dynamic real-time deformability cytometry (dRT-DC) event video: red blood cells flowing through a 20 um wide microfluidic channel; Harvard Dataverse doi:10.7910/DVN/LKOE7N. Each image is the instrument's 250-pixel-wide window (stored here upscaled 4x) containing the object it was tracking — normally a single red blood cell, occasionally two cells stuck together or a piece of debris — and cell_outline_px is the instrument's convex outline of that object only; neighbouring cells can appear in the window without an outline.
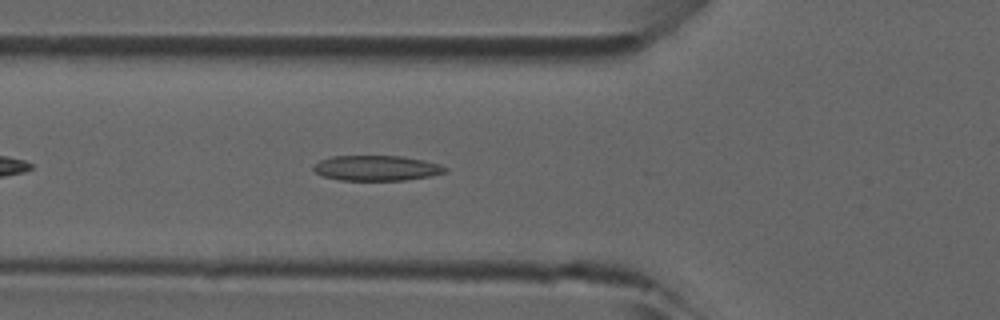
{"species": "common noctule bat (a hibernating species)", "species_latin": "Nyctalus noctula", "temperature_condition": "room temperature", "stored_images_in_passage": 11, "camera_frame_rate_fps": 3000, "um_per_image_px": 0.085, "animal": {"sex": "male", "forearm_length_mm": 52.5}, "frame": {"image": 1, "passage_image": 6, "time_ms": 1.667, "image_size_px": [1000, 320], "cell_outline_px": [[448, 172], [428, 176], [404, 180], [340, 180], [324, 176], [316, 172], [312, 168], [320, 160], [332, 156], [404, 156], [424, 160], [440, 164], [448, 168]], "centroid_in_image_um": [32.04, 14.28], "position_along_channel_um": 93.8, "area_um2": 19.31}}
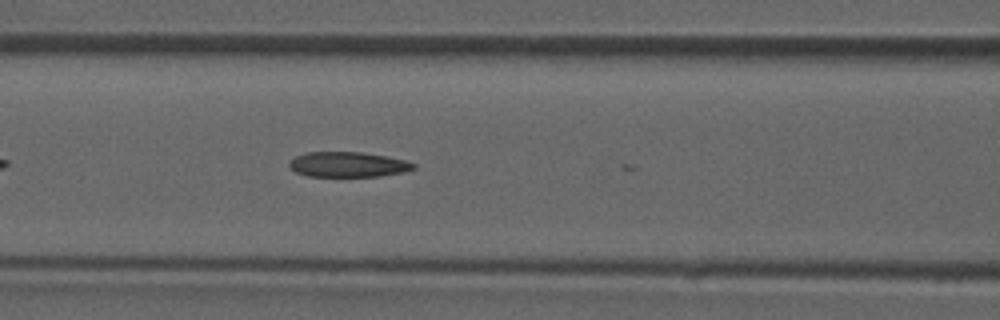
{"frame": {"image": 2, "passage_image": 9, "time_ms": 2.667, "image_size_px": [1000, 320], "cell_outline_px": [[416, 168], [404, 172], [380, 176], [308, 176], [296, 172], [288, 164], [296, 156], [308, 152], [360, 152], [408, 160], [416, 164]], "centroid_in_image_um": [29.63, 13.98], "position_along_channel_um": 137.0, "area_um2": 18.09}}